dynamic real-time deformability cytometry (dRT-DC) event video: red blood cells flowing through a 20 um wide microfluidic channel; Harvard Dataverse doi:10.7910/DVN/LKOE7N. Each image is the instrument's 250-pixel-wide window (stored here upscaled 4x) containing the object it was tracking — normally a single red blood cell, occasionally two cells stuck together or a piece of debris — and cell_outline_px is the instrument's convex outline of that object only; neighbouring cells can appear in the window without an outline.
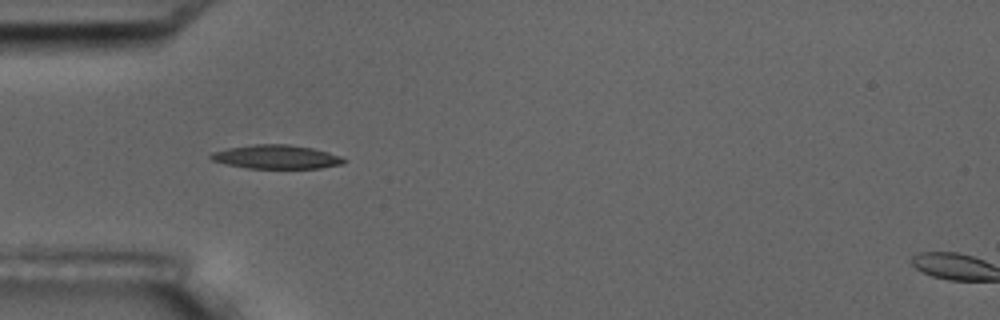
{"species": "common noctule bat (a hibernating species)", "species_latin": "Nyctalus noctula", "temperature_condition": "room temperature", "stored_images_in_passage": 5, "camera_frame_rate_fps": 3000, "um_per_image_px": 0.085, "animal": {"sex": "male", "body_mass_g": 17.5, "forearm_length_mm": 52.3}, "frame": {"image": 1, "passage_image": 4, "time_ms": 3.667, "image_size_px": [1000, 320], "cell_outline_px": [[344, 164], [320, 168], [248, 168], [224, 164], [212, 160], [208, 156], [212, 152], [228, 148], [256, 144], [288, 144], [312, 148], [328, 152], [340, 156], [344, 160]], "centroid_in_image_um": [23.46, 13.34], "position_along_channel_um": 61.5, "area_um2": 18.38}}